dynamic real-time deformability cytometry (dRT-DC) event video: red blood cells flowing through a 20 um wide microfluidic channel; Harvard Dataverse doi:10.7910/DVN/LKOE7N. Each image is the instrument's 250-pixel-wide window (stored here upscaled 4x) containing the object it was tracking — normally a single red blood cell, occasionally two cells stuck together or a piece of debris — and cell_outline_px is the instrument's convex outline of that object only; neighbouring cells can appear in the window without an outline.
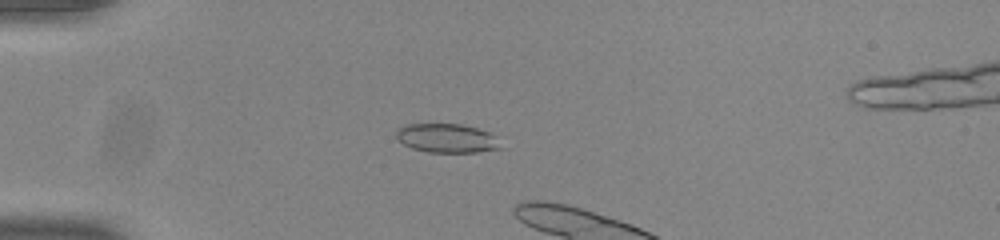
{"species": "common noctule bat (a hibernating species)", "species_latin": "Nyctalus noctula", "temperature_condition": "room temperature", "stored_images_in_passage": 7, "camera_frame_rate_fps": 3000, "um_per_image_px": 0.085, "animal": {"sex": "male", "body_mass_g": 20.0, "forearm_length_mm": 53.3}, "frame": {"image": 1, "passage_image": 2, "time_ms": 0.333, "image_size_px": [1000, 240], "cell_outline_px": [[504, 148], [476, 152], [428, 152], [412, 148], [396, 140], [396, 128], [404, 124], [460, 124], [476, 128], [488, 132]], "centroid_in_image_um": [37.91, 11.74], "position_along_channel_um": 47.1, "area_um2": 17.57}}